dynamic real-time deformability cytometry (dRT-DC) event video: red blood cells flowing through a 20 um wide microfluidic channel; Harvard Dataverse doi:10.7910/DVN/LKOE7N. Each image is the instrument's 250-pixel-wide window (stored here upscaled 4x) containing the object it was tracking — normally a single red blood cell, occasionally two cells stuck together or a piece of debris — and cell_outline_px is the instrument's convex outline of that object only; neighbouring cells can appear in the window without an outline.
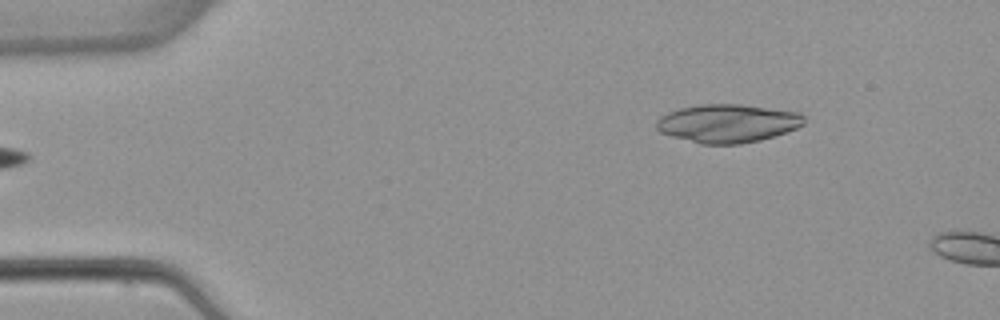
{"species": "common noctule bat (a hibernating species)", "species_latin": "Nyctalus noctula", "temperature_condition": "warm", "stored_images_in_passage": 3, "camera_frame_rate_fps": 3000, "um_per_image_px": 0.085, "animal": {"sex": "female", "body_mass_g": 22.7, "forearm_length_mm": 54.2}, "frame": {"image": 1, "passage_image": 3, "time_ms": 2.333, "image_size_px": [1000, 320], "cell_outline_px": [[804, 124], [796, 128], [760, 140], [740, 144], [700, 144], [672, 136], [660, 132], [656, 128], [656, 120], [660, 116], [668, 112], [680, 108], [700, 104], [740, 104], [800, 112], [804, 116]], "centroid_in_image_um": [61.82, 10.48], "position_along_channel_um": 23.2, "area_um2": 32.95}}